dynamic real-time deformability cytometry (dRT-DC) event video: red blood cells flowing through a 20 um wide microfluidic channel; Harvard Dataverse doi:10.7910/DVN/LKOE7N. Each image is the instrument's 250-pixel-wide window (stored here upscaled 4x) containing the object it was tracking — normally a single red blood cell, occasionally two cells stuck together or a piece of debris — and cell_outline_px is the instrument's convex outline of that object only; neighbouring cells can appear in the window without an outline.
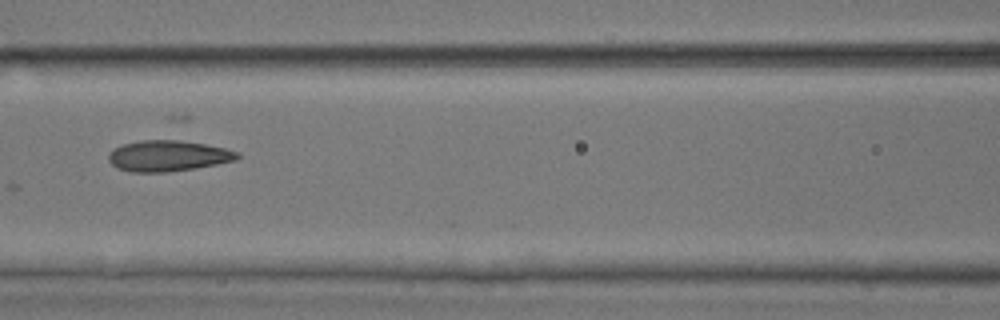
{"species": "common noctule bat (a hibernating species)", "species_latin": "Nyctalus noctula", "temperature_condition": "room temperature", "stored_images_in_passage": 9, "camera_frame_rate_fps": 3000, "um_per_image_px": 0.085, "animal": {"sex": "male", "body_mass_g": 17.9, "forearm_length_mm": 54.2}, "frame": {"image": 1, "passage_image": 7, "time_ms": 2.0, "image_size_px": [1000, 320], "cell_outline_px": [[240, 156], [236, 160], [196, 168], [168, 172], [132, 172], [116, 168], [108, 160], [108, 152], [112, 148], [124, 144], [140, 140], [168, 136], [172, 136], [224, 148], [240, 152]], "centroid_in_image_um": [14.27, 13.19], "position_along_channel_um": 152.3, "area_um2": 24.28}}